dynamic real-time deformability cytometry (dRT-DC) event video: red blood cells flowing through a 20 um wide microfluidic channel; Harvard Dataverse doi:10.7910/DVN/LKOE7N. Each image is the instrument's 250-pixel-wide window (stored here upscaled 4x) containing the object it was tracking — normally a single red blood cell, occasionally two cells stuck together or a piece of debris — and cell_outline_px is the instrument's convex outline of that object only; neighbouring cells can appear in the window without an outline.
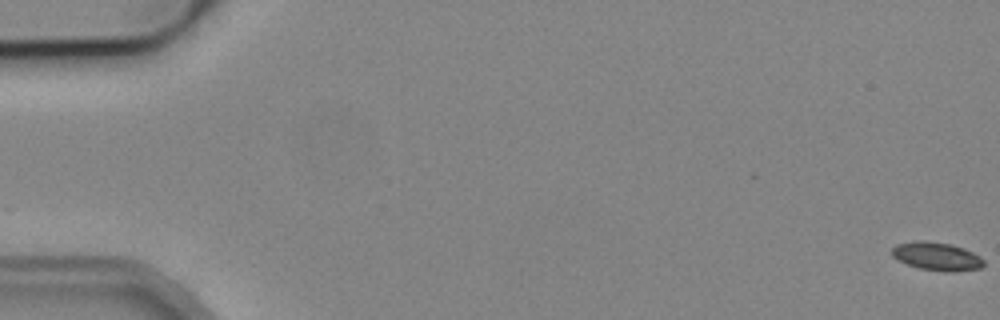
{"species": "common noctule bat (a hibernating species)", "species_latin": "Nyctalus noctula", "temperature_condition": "cold", "stored_images_in_passage": 4, "camera_frame_rate_fps": 3000, "um_per_image_px": 0.085, "animal": {"sex": "male", "body_mass_g": 19.2, "forearm_length_mm": 51.8}, "frame": {"image": 1, "passage_image": 1, "time_ms": 0.0, "image_size_px": [1000, 320], "cell_outline_px": [[984, 264], [980, 268], [956, 272], [944, 272], [920, 268], [896, 260], [892, 256], [892, 248], [896, 244], [920, 240], [924, 240], [948, 244], [964, 248], [980, 256], [984, 260]], "centroid_in_image_um": [79.62, 21.8], "position_along_channel_um": 5.4, "area_um2": 15.14}}
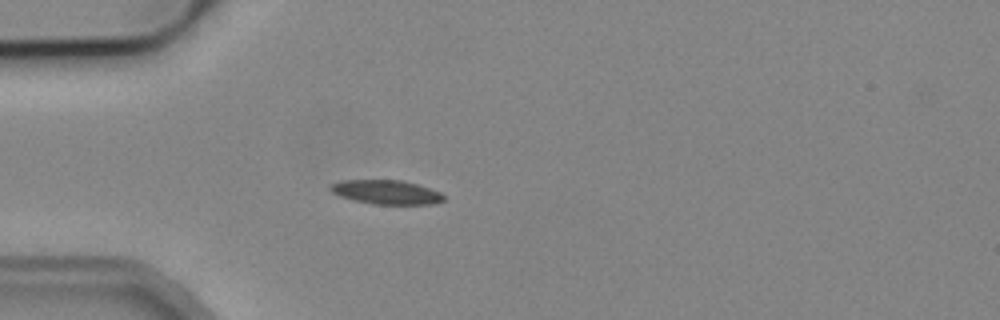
{"frame": {"image": 2, "passage_image": 3, "time_ms": 5.333, "image_size_px": [1000, 320], "cell_outline_px": [[444, 200], [432, 204], [372, 204], [352, 200], [340, 196], [332, 192], [328, 188], [332, 184], [340, 180], [400, 180], [416, 184], [440, 192], [444, 196]], "centroid_in_image_um": [32.8, 16.33], "position_along_channel_um": 52.2, "area_um2": 15.84}}